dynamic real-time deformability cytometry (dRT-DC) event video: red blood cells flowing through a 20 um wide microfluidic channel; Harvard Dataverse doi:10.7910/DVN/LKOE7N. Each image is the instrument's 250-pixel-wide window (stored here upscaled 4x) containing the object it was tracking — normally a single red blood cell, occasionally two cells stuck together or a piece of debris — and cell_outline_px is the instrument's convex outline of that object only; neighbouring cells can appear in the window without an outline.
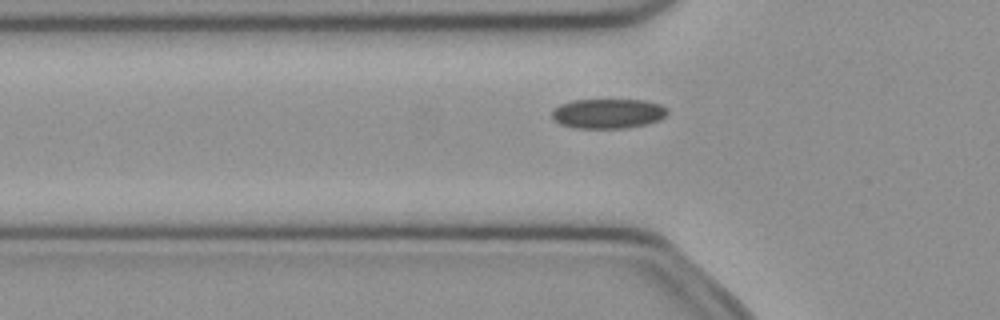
{"species": "common noctule bat (a hibernating species)", "species_latin": "Nyctalus noctula", "temperature_condition": "cold", "stored_images_in_passage": 51, "camera_frame_rate_fps": 3000, "um_per_image_px": 0.085, "animal": {"sex": "female", "body_mass_g": 21.9}, "frame": {"image": 1, "passage_image": 17, "time_ms": 5.333, "image_size_px": [1000, 320], "cell_outline_px": [[668, 112], [660, 120], [648, 124], [628, 128], [572, 128], [560, 124], [552, 120], [552, 112], [560, 104], [572, 100], [644, 100], [660, 104], [668, 108]], "centroid_in_image_um": [51.69, 9.66], "position_along_channel_um": 74.1, "area_um2": 20.23}}
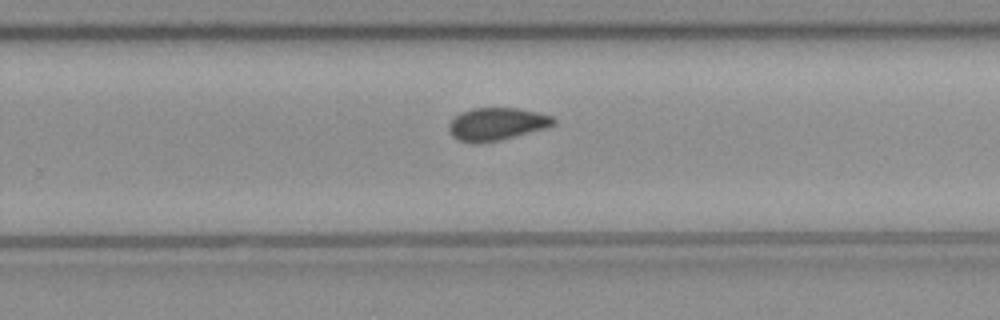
{"frame": {"image": 2, "passage_image": 33, "time_ms": 10.667, "image_size_px": [1000, 320], "cell_outline_px": [[556, 124], [548, 128], [500, 140], [460, 140], [452, 136], [448, 132], [448, 124], [460, 112], [472, 108], [516, 108], [536, 112], [552, 116], [556, 120]], "centroid_in_image_um": [42.27, 10.5], "position_along_channel_um": 287.5, "area_um2": 19.48}}
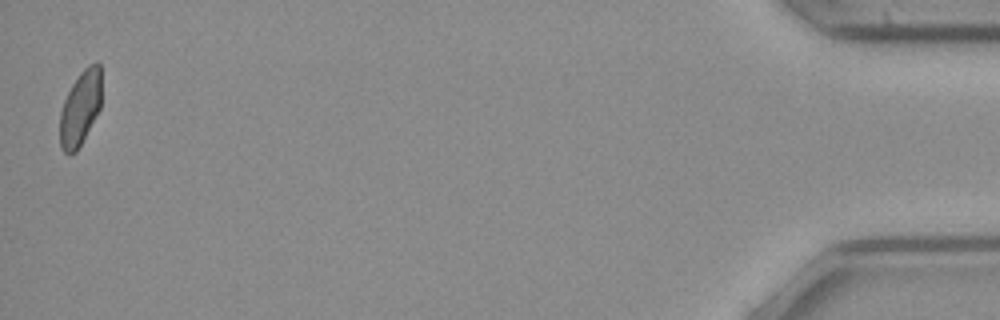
{"frame": {"image": 3, "passage_image": 51, "time_ms": 16.667, "image_size_px": [1000, 320], "cell_outline_px": [[100, 108], [76, 152], [68, 156], [60, 148], [60, 112], [64, 100], [72, 84], [80, 72], [88, 64], [96, 60], [100, 64]], "centroid_in_image_um": [6.81, 9.18], "position_along_channel_um": 428.4, "area_um2": 18.03}, "authors_computed_cell_mechanics": {"area_um2": 19.7098, "velocity_mm_per_s": 3.9841, "shape_relaxation_time_tau1_ms": null, "shape_relaxation_time_tau2_ms": 4.8049, "deformation_change_tau1": null, "deformation_change_tau2": 0.0865}}